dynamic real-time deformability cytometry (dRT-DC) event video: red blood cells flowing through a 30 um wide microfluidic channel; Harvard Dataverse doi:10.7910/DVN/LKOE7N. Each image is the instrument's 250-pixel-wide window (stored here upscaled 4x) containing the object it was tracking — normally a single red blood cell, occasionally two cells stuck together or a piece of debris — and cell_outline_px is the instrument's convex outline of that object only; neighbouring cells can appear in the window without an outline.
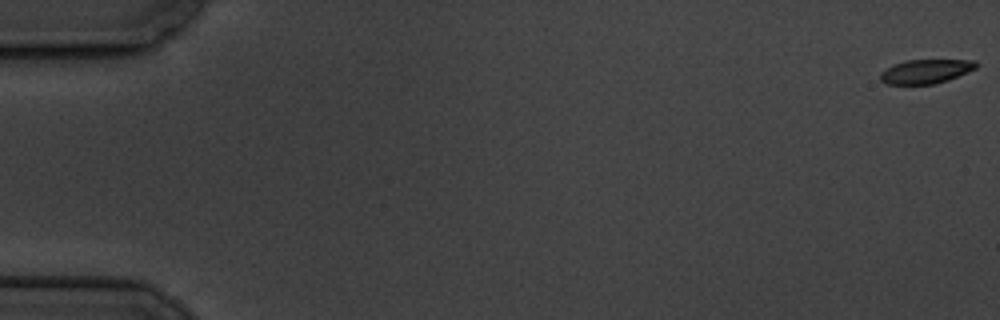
{"species": "common noctule bat (a hibernating species)", "species_latin": "Nyctalus noctula", "temperature_condition": "cold", "stored_images_in_passage": 13, "camera_frame_rate_fps": 3000, "um_per_image_px": 0.085, "animal": {"sex": "male", "body_mass_g": 19.5, "forearm_length_mm": 54.6}, "frame": {"image": 1, "passage_image": 1, "time_ms": 0.0, "image_size_px": [1000, 320], "cell_outline_px": [[976, 68], [948, 80], [932, 84], [884, 84], [880, 80], [880, 72], [892, 64], [908, 60], [972, 60], [976, 64]], "centroid_in_image_um": [78.62, 6.07], "position_along_channel_um": 6.4, "area_um2": 13.35}}